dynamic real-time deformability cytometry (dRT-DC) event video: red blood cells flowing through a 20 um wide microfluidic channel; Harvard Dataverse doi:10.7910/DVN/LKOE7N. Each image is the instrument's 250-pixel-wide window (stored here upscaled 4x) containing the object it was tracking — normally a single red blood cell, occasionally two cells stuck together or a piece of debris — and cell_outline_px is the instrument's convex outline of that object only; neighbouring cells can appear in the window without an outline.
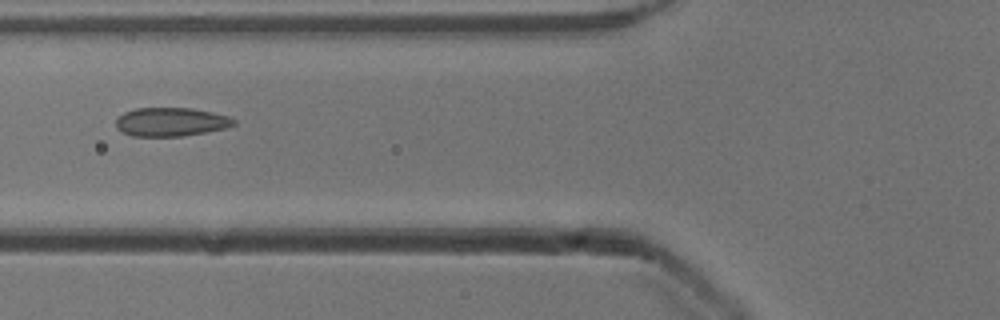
{"species": "common noctule bat (a hibernating species)", "species_latin": "Nyctalus noctula", "temperature_condition": "cold", "stored_images_in_passage": 5, "camera_frame_rate_fps": 3000, "um_per_image_px": 0.085, "animal": {"sex": "male", "body_mass_g": 13.3}, "frame": {"image": 1, "passage_image": 5, "time_ms": 1.333, "image_size_px": [1000, 320], "cell_outline_px": [[236, 124], [224, 128], [184, 136], [132, 136], [116, 128], [116, 120], [124, 112], [136, 108], [192, 108], [212, 112], [228, 116], [236, 120]], "centroid_in_image_um": [14.53, 10.36], "position_along_channel_um": 111.3, "area_um2": 19.59}}